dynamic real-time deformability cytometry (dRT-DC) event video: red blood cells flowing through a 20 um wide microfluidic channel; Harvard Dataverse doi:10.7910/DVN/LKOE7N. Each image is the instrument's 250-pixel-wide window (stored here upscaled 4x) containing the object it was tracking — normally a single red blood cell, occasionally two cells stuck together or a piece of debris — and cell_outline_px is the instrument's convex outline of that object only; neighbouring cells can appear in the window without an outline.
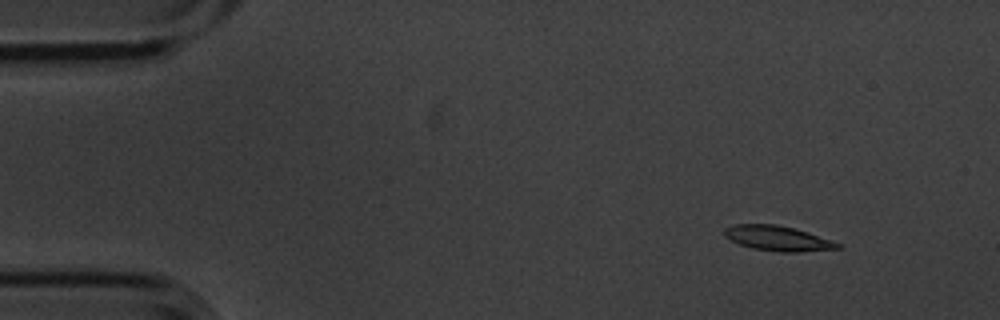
{"species": "common noctule bat (a hibernating species)", "species_latin": "Nyctalus noctula", "temperature_condition": "cold", "stored_images_in_passage": 5, "camera_frame_rate_fps": 3000, "um_per_image_px": 0.085, "animal": {"sex": "male", "body_mass_g": 20.1, "forearm_length_mm": 53.5}, "frame": {"image": 1, "passage_image": 1, "time_ms": 0.0, "image_size_px": [1000, 320], "cell_outline_px": [[844, 248], [800, 252], [780, 252], [752, 248], [740, 244], [724, 236], [724, 228], [736, 224], [776, 224], [808, 232], [832, 240], [840, 244]], "centroid_in_image_um": [66.14, 20.26], "position_along_channel_um": 18.9, "area_um2": 16.47}}
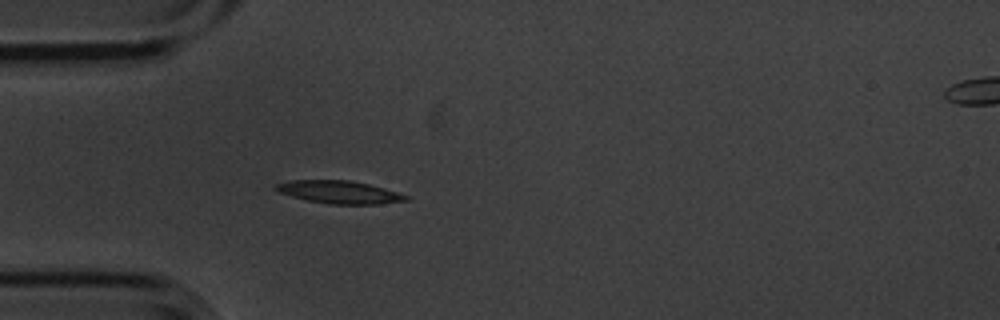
{"frame": {"image": 2, "passage_image": 4, "time_ms": 1.0, "image_size_px": [1000, 320], "cell_outline_px": [[408, 200], [380, 204], [328, 204], [308, 200], [292, 196], [280, 192], [276, 188], [276, 184], [292, 180], [348, 180], [368, 184], [384, 188], [408, 196]], "centroid_in_image_um": [28.86, 16.33], "position_along_channel_um": 56.1, "area_um2": 16.94}}